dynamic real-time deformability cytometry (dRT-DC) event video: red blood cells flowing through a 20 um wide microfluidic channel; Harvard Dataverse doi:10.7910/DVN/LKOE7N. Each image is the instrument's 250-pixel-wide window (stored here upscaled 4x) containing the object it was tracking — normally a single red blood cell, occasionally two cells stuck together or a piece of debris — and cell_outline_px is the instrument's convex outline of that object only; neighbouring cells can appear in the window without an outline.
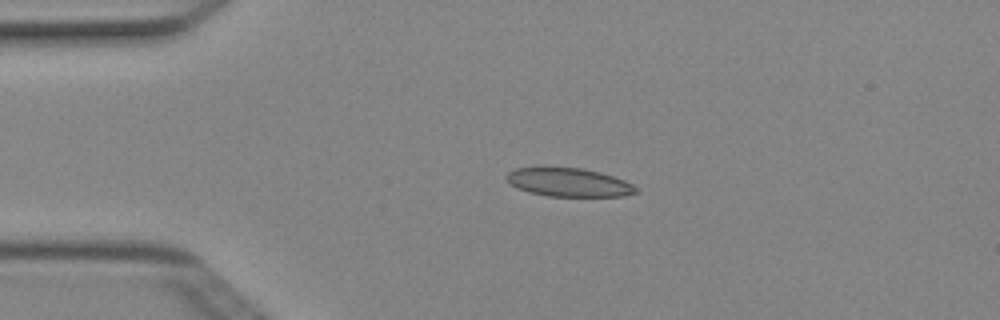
{"species": "Egyptian fruit bat (a non-hibernating species)", "species_latin": "Rousettus aegyptiacus", "temperature_condition": "cold", "stored_images_in_passage": 6, "camera_frame_rate_fps": 3000, "um_per_image_px": 0.085, "animal": {"sex": "female"}, "frame": {"image": 1, "passage_image": 3, "time_ms": 0.667, "image_size_px": [1000, 320], "cell_outline_px": [[640, 192], [624, 196], [548, 196], [528, 192], [516, 188], [504, 176], [508, 172], [516, 168], [544, 164], [548, 164], [580, 168], [600, 172], [624, 180], [632, 184]], "centroid_in_image_um": [48.27, 15.45], "position_along_channel_um": 36.7, "area_um2": 22.31}}
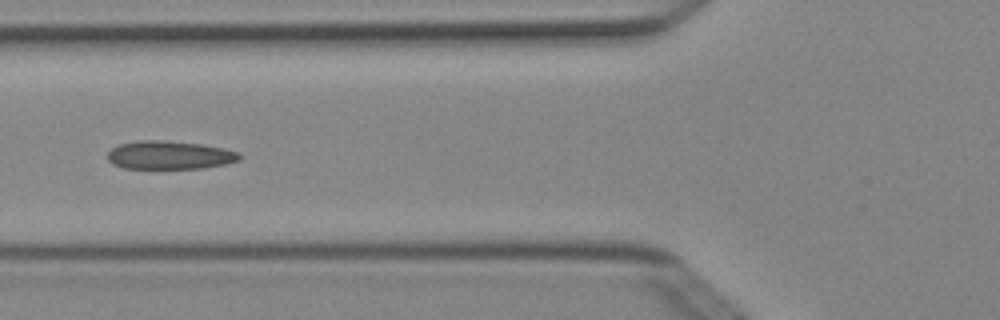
{"frame": {"image": 2, "passage_image": 5, "time_ms": 1.333, "image_size_px": [1000, 320], "cell_outline_px": [[240, 160], [224, 164], [204, 168], [124, 168], [112, 164], [108, 160], [108, 152], [112, 148], [120, 144], [140, 140], [160, 140], [200, 144], [224, 148], [240, 152]], "centroid_in_image_um": [14.42, 13.18], "position_along_channel_um": 111.4, "area_um2": 21.68}}
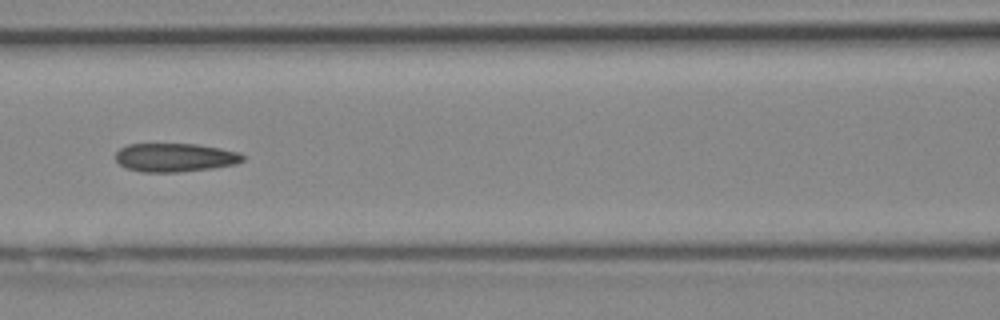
{"frame": {"image": 3, "passage_image": 6, "time_ms": 1.667, "image_size_px": [1000, 320], "cell_outline_px": [[244, 160], [236, 164], [212, 168], [180, 172], [140, 172], [124, 168], [116, 160], [116, 152], [120, 148], [128, 144], [196, 144], [220, 148], [240, 152], [244, 156]], "centroid_in_image_um": [14.87, 13.39], "position_along_channel_um": 151.7, "area_um2": 21.33}}